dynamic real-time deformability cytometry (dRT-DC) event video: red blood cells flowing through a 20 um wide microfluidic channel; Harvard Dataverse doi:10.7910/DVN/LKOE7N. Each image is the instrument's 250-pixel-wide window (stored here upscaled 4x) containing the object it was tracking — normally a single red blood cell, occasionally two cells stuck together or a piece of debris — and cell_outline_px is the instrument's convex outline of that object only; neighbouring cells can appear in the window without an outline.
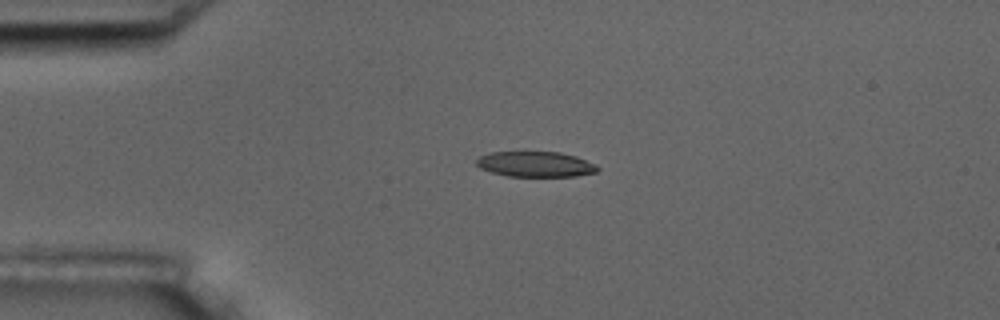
{"species": "common noctule bat (a hibernating species)", "species_latin": "Nyctalus noctula", "temperature_condition": "room temperature", "stored_images_in_passage": 5, "camera_frame_rate_fps": 3000, "um_per_image_px": 0.085, "animal": {"sex": "male", "body_mass_g": 17.5, "forearm_length_mm": 52.3}, "frame": {"image": 1, "passage_image": 3, "time_ms": 3.0, "image_size_px": [1000, 320], "cell_outline_px": [[600, 168], [596, 172], [576, 176], [508, 176], [492, 172], [480, 168], [476, 164], [476, 160], [480, 156], [488, 152], [560, 152], [576, 156], [596, 164]], "centroid_in_image_um": [45.52, 13.95], "position_along_channel_um": 39.5, "area_um2": 17.92}}